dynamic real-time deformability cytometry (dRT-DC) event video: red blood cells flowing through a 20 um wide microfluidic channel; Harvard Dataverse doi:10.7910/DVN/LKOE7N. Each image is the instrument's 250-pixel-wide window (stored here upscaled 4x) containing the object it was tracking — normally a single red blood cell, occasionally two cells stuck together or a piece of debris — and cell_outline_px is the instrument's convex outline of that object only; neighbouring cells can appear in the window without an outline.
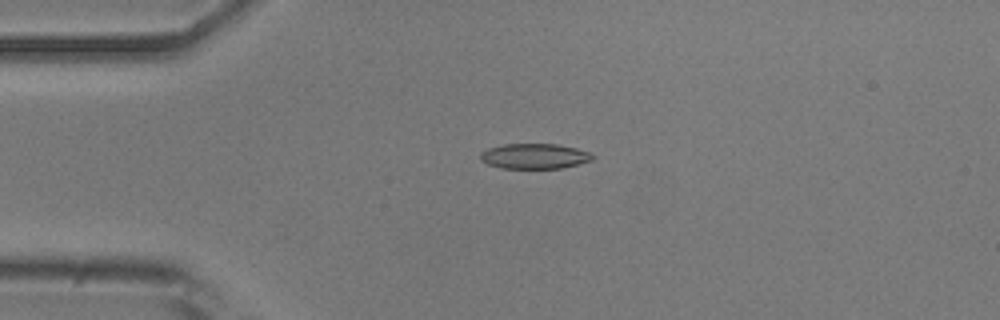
{"species": "common noctule bat (a hibernating species)", "species_latin": "Nyctalus noctula", "temperature_condition": "room temperature", "stored_images_in_passage": 7, "camera_frame_rate_fps": 3000, "um_per_image_px": 0.085, "animal": {"sex": "male", "body_mass_g": 20.5, "forearm_length_mm": 52.5}, "frame": {"image": 1, "passage_image": 4, "time_ms": 1.0, "image_size_px": [1000, 320], "cell_outline_px": [[596, 156], [592, 160], [560, 168], [500, 168], [488, 164], [480, 160], [480, 152], [488, 148], [504, 144], [556, 144], [576, 148], [588, 152]], "centroid_in_image_um": [45.4, 13.27], "position_along_channel_um": 39.6, "area_um2": 16.42}}
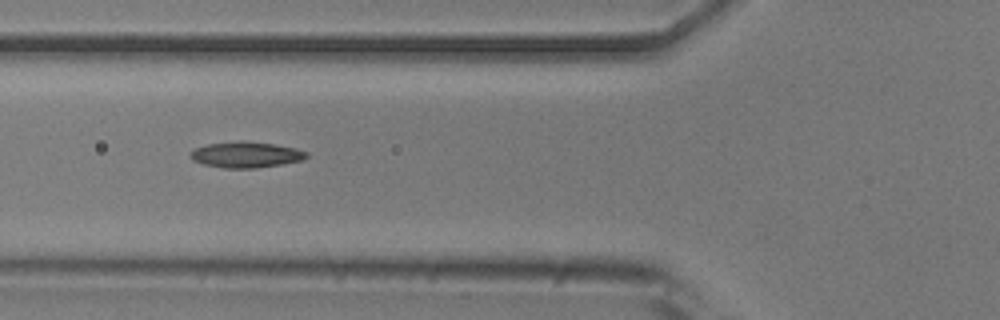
{"frame": {"image": 2, "passage_image": 6, "time_ms": 1.667, "image_size_px": [1000, 320], "cell_outline_px": [[308, 156], [304, 160], [256, 168], [224, 168], [204, 164], [192, 160], [188, 156], [196, 148], [208, 144], [240, 140], [244, 140], [276, 144], [296, 148], [308, 152]], "centroid_in_image_um": [20.93, 13.14], "position_along_channel_um": 104.9, "area_um2": 17.63}}
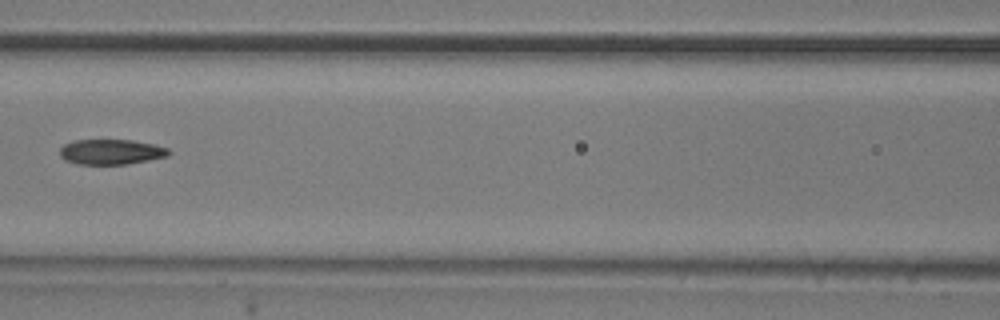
{"frame": {"image": 3, "passage_image": 7, "time_ms": 2.0, "image_size_px": [1000, 320], "cell_outline_px": [[172, 152], [168, 156], [128, 164], [76, 164], [64, 160], [60, 156], [60, 148], [64, 144], [72, 140], [132, 140], [152, 144], [168, 148]], "centroid_in_image_um": [9.42, 12.91], "position_along_channel_um": 157.2, "area_um2": 16.07}}